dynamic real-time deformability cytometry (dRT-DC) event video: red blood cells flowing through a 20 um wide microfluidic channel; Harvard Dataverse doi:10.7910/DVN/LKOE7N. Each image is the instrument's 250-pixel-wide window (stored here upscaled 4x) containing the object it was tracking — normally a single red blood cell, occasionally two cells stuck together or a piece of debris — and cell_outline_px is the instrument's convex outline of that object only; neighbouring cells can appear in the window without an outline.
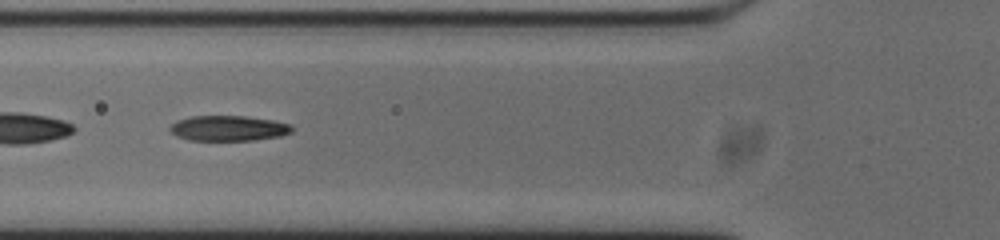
{"species": "common noctule bat (a hibernating species)", "species_latin": "Nyctalus noctula", "temperature_condition": "cold", "stored_images_in_passage": 43, "segment_of_instrument_passage": [2, 2], "camera_frame_rate_fps": 3000, "um_per_image_px": 0.085, "animal": {"sex": "male", "body_mass_g": 20.0, "forearm_length_mm": 53.3}, "frame": {"image": 1, "passage_image": 18, "time_ms": 5.667, "image_size_px": [1000, 240], "cell_outline_px": [[292, 132], [280, 136], [252, 140], [188, 140], [176, 136], [168, 128], [176, 120], [188, 116], [244, 116], [272, 120], [292, 124]], "centroid_in_image_um": [19.39, 10.89], "position_along_channel_um": 106.4, "area_um2": 18.03}}
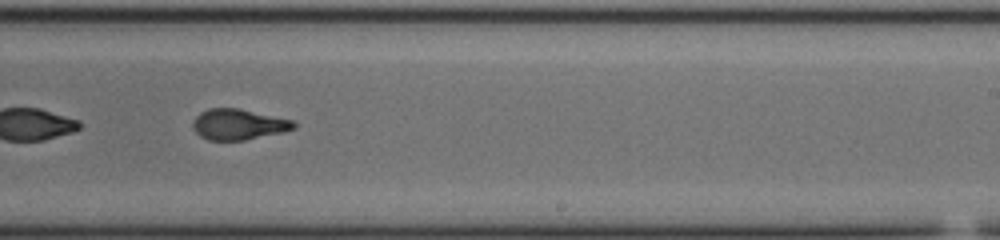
{"frame": {"image": 2, "passage_image": 31, "time_ms": 10.0, "image_size_px": [1000, 240], "cell_outline_px": [[296, 128], [284, 132], [244, 140], [208, 140], [200, 136], [192, 128], [192, 120], [200, 112], [208, 108], [236, 108], [292, 120], [296, 124]], "centroid_in_image_um": [20.23, 10.58], "position_along_channel_um": 268.8, "area_um2": 18.03}}